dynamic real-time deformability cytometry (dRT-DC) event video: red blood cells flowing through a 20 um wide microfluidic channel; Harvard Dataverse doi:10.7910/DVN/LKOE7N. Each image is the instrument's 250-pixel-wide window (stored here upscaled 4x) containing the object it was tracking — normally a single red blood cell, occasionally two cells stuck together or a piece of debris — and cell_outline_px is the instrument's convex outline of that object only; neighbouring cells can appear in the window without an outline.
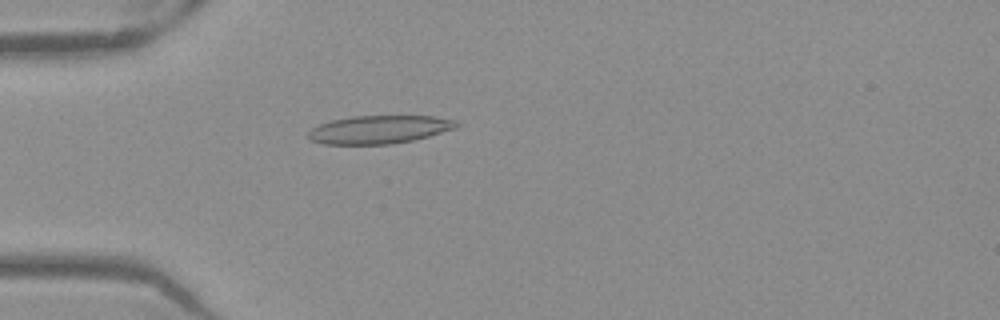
{"species": "Egyptian fruit bat (a non-hibernating species)", "species_latin": "Rousettus aegyptiacus", "temperature_condition": "warm", "stored_images_in_passage": 51, "camera_frame_rate_fps": 3000, "um_per_image_px": 0.085, "frame": {"image": 1, "passage_image": 15, "time_ms": 4.667, "image_size_px": [1000, 320], "cell_outline_px": [[460, 124], [456, 128], [428, 136], [412, 140], [392, 144], [324, 144], [312, 140], [304, 136], [312, 128], [320, 124], [332, 120], [352, 116], [436, 116], [456, 120]], "centroid_in_image_um": [32.23, 11.0], "position_along_channel_um": 52.8, "area_um2": 24.33}}
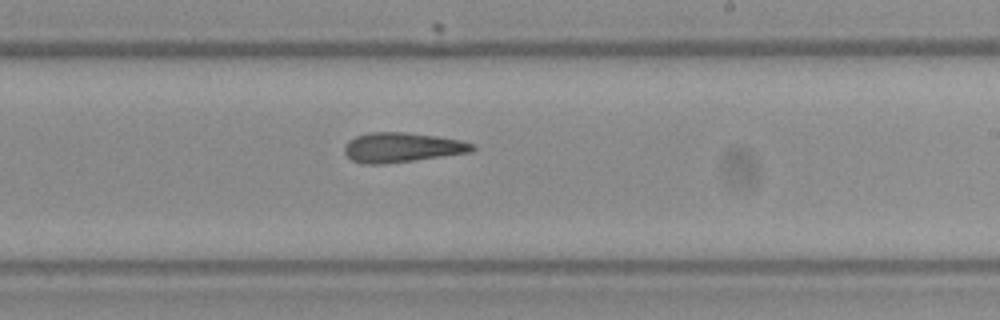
{"frame": {"image": 2, "passage_image": 31, "time_ms": 10.0, "image_size_px": [1000, 320], "cell_outline_px": [[476, 148], [472, 152], [384, 164], [360, 164], [352, 160], [344, 152], [344, 148], [348, 140], [356, 136], [368, 132], [408, 132], [436, 136], [460, 140], [476, 144]], "centroid_in_image_um": [34.17, 12.53], "position_along_channel_um": 254.8, "area_um2": 22.25}}
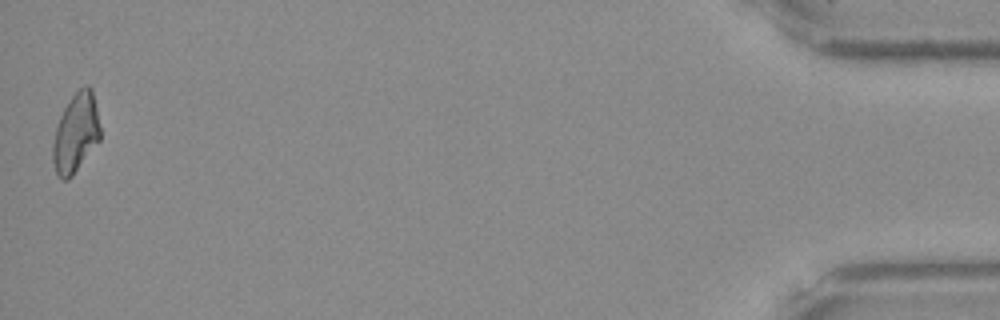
{"frame": {"image": 3, "passage_image": 51, "time_ms": 16.667, "image_size_px": [1000, 320], "cell_outline_px": [[100, 140], [72, 176], [68, 180], [60, 180], [56, 176], [52, 160], [52, 144], [56, 128], [60, 116], [64, 108], [72, 96], [84, 84], [88, 84], [92, 88], [100, 128]], "centroid_in_image_um": [6.42, 11.34], "position_along_channel_um": 428.8, "area_um2": 21.96}, "authors_computed_cell_mechanics": {"area_um2": 22.7154, "velocity_mm_per_s": 3.9729, "shape_relaxation_time_tau1_ms": null, "shape_relaxation_time_tau2_ms": 4.4475, "deformation_change_tau1": null, "deformation_change_tau2": 0.1493}}